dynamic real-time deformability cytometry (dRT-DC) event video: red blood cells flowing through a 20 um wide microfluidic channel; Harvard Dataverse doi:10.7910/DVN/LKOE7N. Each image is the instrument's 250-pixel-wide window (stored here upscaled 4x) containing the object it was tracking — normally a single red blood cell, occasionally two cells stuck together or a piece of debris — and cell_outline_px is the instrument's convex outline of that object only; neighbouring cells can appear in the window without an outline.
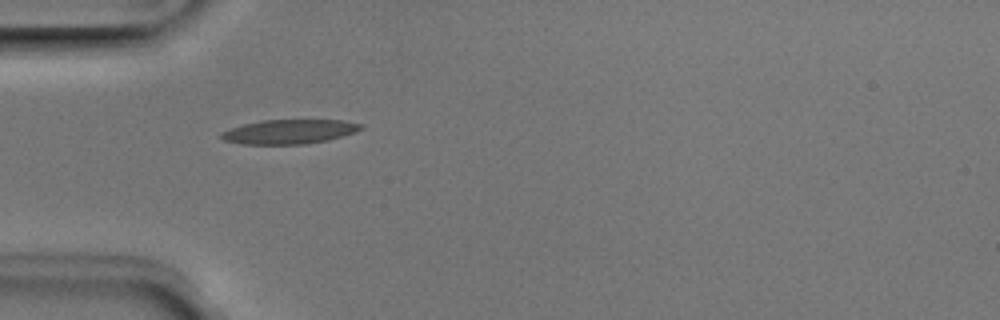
{"species": "Egyptian fruit bat (a non-hibernating species)", "species_latin": "Rousettus aegyptiacus", "temperature_condition": "room temperature", "stored_images_in_passage": 36, "camera_frame_rate_fps": 3000, "um_per_image_px": 0.085, "animal": {"sex": "male"}, "frame": {"image": 1, "passage_image": 1, "time_ms": 0.0, "image_size_px": [1000, 320], "cell_outline_px": [[364, 128], [356, 132], [328, 140], [304, 144], [244, 144], [224, 140], [220, 136], [220, 132], [244, 124], [260, 120], [340, 120], [364, 124]], "centroid_in_image_um": [24.62, 11.19], "position_along_channel_um": 60.4, "area_um2": 19.77}}
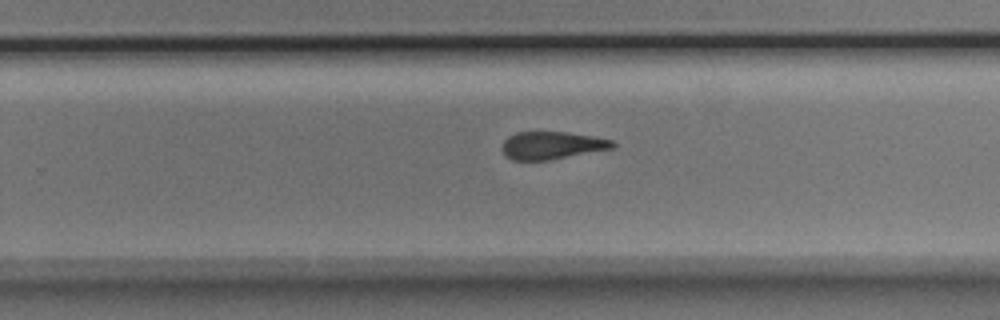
{"frame": {"image": 2, "passage_image": 18, "time_ms": 5.667, "image_size_px": [1000, 320], "cell_outline_px": [[616, 144], [612, 148], [548, 160], [512, 160], [504, 156], [500, 148], [504, 140], [508, 136], [516, 132], [568, 132], [592, 136], [612, 140]], "centroid_in_image_um": [46.83, 12.35], "position_along_channel_um": 283.0, "area_um2": 17.8}}
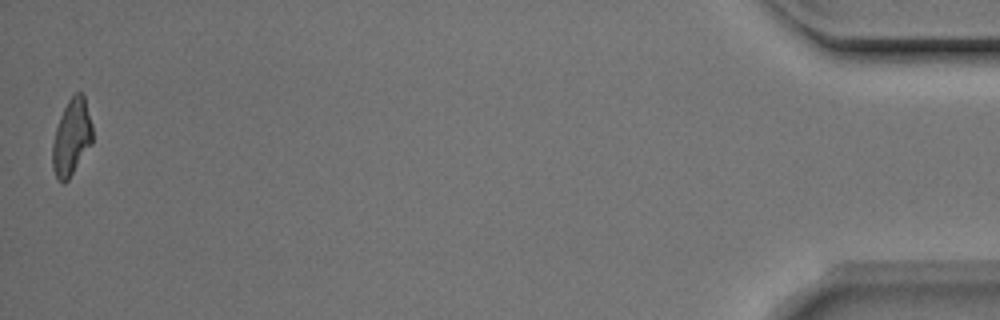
{"frame": {"image": 3, "passage_image": 36, "time_ms": 11.667, "image_size_px": [1000, 320], "cell_outline_px": [[92, 144], [68, 180], [64, 184], [56, 176], [52, 168], [52, 144], [56, 128], [60, 116], [68, 100], [76, 92], [80, 92], [84, 96], [92, 124]], "centroid_in_image_um": [6.08, 11.68], "position_along_channel_um": 429.1, "area_um2": 17.74}, "authors_computed_cell_mechanics": {"area_um2": 19.074, "velocity_mm_per_s": 3.9832, "shape_relaxation_time_tau1_ms": 5.2175, "shape_relaxation_time_tau2_ms": 2.2059, "deformation_change_tau1": 0.1807, "deformation_change_tau2": 0.1063}}